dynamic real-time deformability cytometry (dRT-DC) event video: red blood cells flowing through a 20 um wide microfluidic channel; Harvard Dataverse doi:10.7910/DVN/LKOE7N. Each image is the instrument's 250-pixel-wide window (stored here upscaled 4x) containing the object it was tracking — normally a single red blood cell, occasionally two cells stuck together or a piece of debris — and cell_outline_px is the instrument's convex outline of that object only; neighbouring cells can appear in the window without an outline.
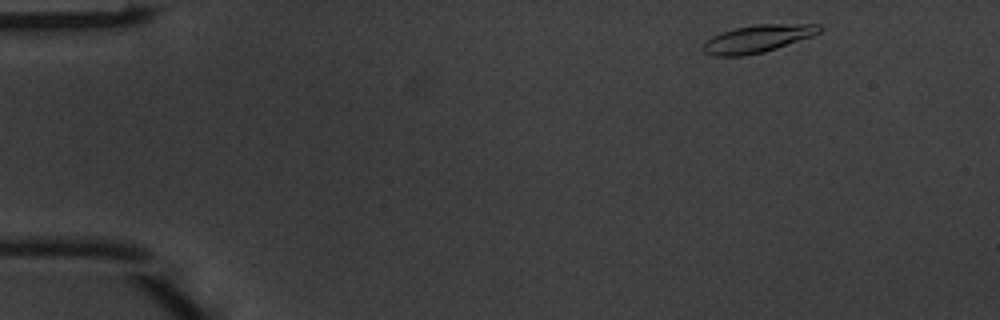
{"species": "common noctule bat (a hibernating species)", "species_latin": "Nyctalus noctula", "temperature_condition": "warm", "stored_images_in_passage": 4, "camera_frame_rate_fps": 3000, "um_per_image_px": 0.085, "animal": {"sex": "male", "body_mass_g": 20.1, "forearm_length_mm": 53.5}, "frame": {"image": 1, "passage_image": 1, "time_ms": 0.0, "image_size_px": [1000, 320], "cell_outline_px": [[824, 28], [820, 32], [812, 36], [764, 52], [744, 56], [716, 56], [704, 52], [700, 48], [712, 36], [736, 28], [756, 24], [820, 24]], "centroid_in_image_um": [64.42, 3.29], "position_along_channel_um": 20.6, "area_um2": 18.55}}
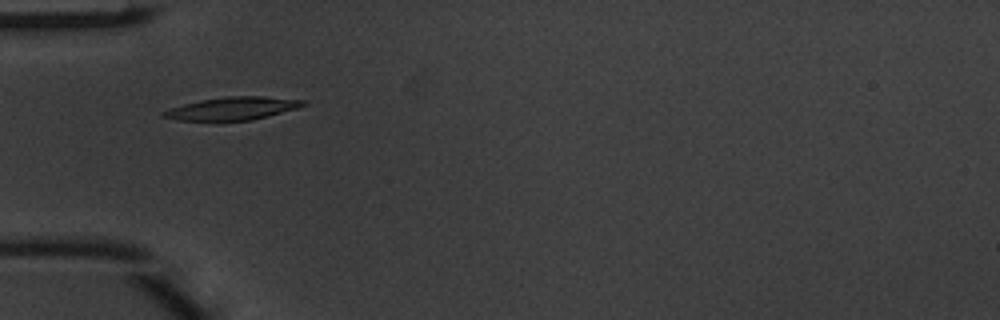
{"frame": {"image": 2, "passage_image": 4, "time_ms": 1.0, "image_size_px": [1000, 320], "cell_outline_px": [[308, 104], [300, 108], [252, 120], [216, 124], [176, 120], [160, 116], [160, 112], [184, 104], [200, 100], [228, 96], [264, 96], [308, 100]], "centroid_in_image_um": [19.75, 9.27], "position_along_channel_um": 65.2, "area_um2": 19.83}}